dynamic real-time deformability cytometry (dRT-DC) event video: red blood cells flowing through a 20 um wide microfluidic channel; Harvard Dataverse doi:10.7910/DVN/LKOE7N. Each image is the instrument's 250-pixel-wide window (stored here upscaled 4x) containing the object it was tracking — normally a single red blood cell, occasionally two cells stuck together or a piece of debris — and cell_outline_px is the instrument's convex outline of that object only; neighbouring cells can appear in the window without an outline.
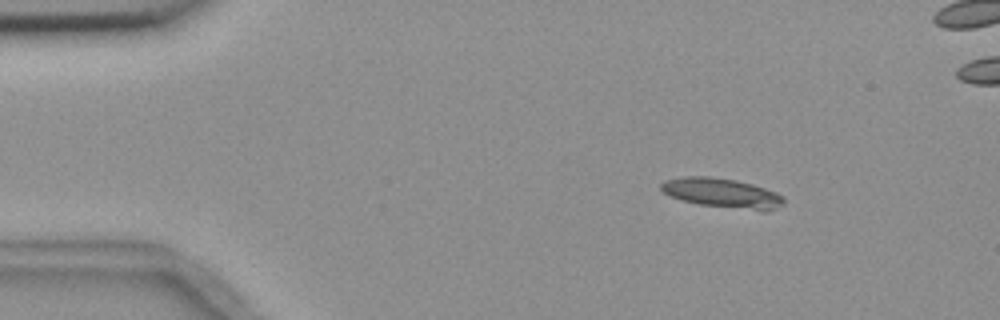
{"species": "common noctule bat (a hibernating species)", "species_latin": "Nyctalus noctula", "temperature_condition": "room temperature", "stored_images_in_passage": 5, "camera_frame_rate_fps": 3000, "um_per_image_px": 0.085, "animal": {"sex": "female", "body_mass_g": 18.4}, "frame": {"image": 1, "passage_image": 1, "time_ms": 0.0, "image_size_px": [1000, 320], "cell_outline_px": [[784, 204], [768, 212], [764, 212], [700, 204], [680, 200], [664, 192], [660, 188], [660, 184], [664, 180], [684, 176], [708, 176], [736, 180], [752, 184], [776, 192], [784, 196]], "centroid_in_image_um": [61.41, 16.42], "position_along_channel_um": 23.6, "area_um2": 21.33}}